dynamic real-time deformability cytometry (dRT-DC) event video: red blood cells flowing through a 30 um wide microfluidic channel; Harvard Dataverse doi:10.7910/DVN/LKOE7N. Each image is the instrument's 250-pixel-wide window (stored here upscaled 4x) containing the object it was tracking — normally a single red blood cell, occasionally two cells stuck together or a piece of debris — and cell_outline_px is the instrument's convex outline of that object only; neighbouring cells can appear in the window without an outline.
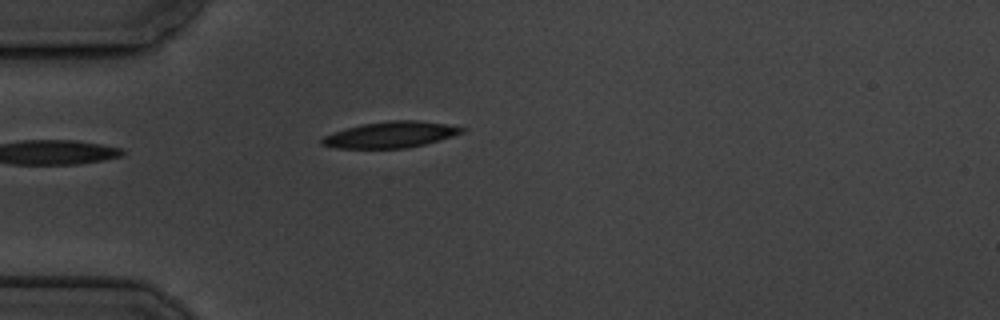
{"species": "common noctule bat (a hibernating species)", "species_latin": "Nyctalus noctula", "temperature_condition": "cold", "stored_images_in_passage": 5, "camera_frame_rate_fps": 3000, "um_per_image_px": 0.085, "animal": {"sex": "male", "body_mass_g": 19.5, "forearm_length_mm": 54.6}, "frame": {"image": 1, "passage_image": 5, "time_ms": 4.333, "image_size_px": [1000, 320], "cell_outline_px": [[468, 128], [464, 132], [452, 136], [424, 144], [404, 148], [336, 148], [320, 144], [320, 140], [324, 136], [348, 128], [364, 124], [392, 120], [416, 120], [444, 124]], "centroid_in_image_um": [33.22, 11.45], "position_along_channel_um": 51.8, "area_um2": 20.92}}